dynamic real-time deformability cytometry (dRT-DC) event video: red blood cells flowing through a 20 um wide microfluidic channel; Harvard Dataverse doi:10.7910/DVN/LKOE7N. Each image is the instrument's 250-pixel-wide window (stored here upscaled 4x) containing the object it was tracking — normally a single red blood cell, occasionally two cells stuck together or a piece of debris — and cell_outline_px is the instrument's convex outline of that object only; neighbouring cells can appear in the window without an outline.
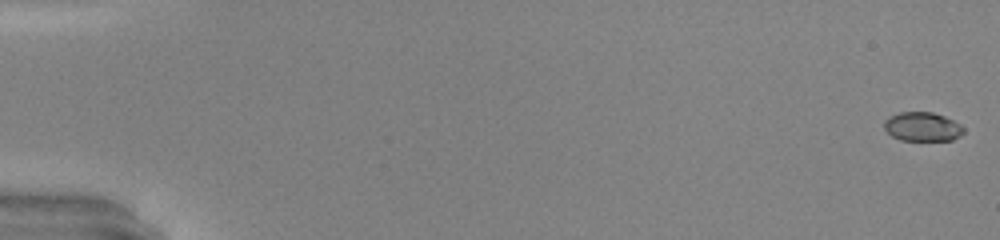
{"species": "common noctule bat (a hibernating species)", "species_latin": "Nyctalus noctula", "temperature_condition": "warm", "stored_images_in_passage": 50, "camera_frame_rate_fps": 3000, "um_per_image_px": 0.085, "animal": {"sex": "male", "body_mass_g": 20.0, "forearm_length_mm": 53.3}, "frame": {"image": 1, "passage_image": 1, "time_ms": 0.0, "image_size_px": [1000, 240], "cell_outline_px": [[964, 132], [960, 136], [952, 140], [900, 140], [892, 136], [884, 128], [884, 120], [888, 116], [900, 112], [932, 112], [944, 116], [960, 124], [964, 128]], "centroid_in_image_um": [78.39, 10.77], "position_along_channel_um": 6.6, "area_um2": 13.47}}
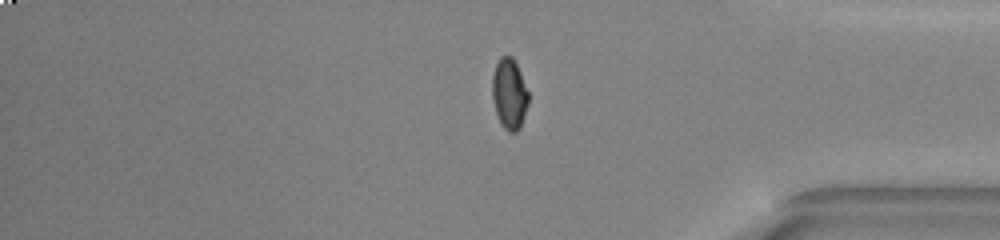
{"frame": {"image": 2, "passage_image": 42, "time_ms": 13.667, "image_size_px": [1000, 240], "cell_outline_px": [[528, 104], [520, 128], [516, 132], [508, 132], [500, 124], [492, 100], [492, 76], [496, 64], [500, 56], [512, 56], [520, 72], [528, 92]], "centroid_in_image_um": [43.28, 7.99], "position_along_channel_um": 391.9, "area_um2": 14.91}}
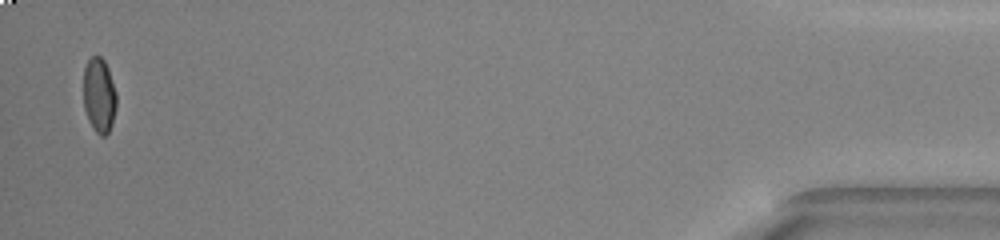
{"frame": {"image": 3, "passage_image": 49, "time_ms": 16.0, "image_size_px": [1000, 240], "cell_outline_px": [[116, 108], [112, 124], [108, 132], [104, 136], [100, 136], [92, 128], [88, 120], [84, 108], [84, 68], [88, 60], [92, 56], [100, 56], [104, 60], [108, 68], [116, 92]], "centroid_in_image_um": [8.43, 8.11], "position_along_channel_um": 426.8, "area_um2": 14.45}, "authors_computed_cell_mechanics": {"area_um2": 14.8835, "velocity_mm_per_s": 4.2941, "shape_relaxation_time_tau1_ms": 5.5752, "shape_relaxation_time_tau2_ms": 1.2263, "deformation_change_tau1": 0.2178, "deformation_change_tau2": 0.0444}}